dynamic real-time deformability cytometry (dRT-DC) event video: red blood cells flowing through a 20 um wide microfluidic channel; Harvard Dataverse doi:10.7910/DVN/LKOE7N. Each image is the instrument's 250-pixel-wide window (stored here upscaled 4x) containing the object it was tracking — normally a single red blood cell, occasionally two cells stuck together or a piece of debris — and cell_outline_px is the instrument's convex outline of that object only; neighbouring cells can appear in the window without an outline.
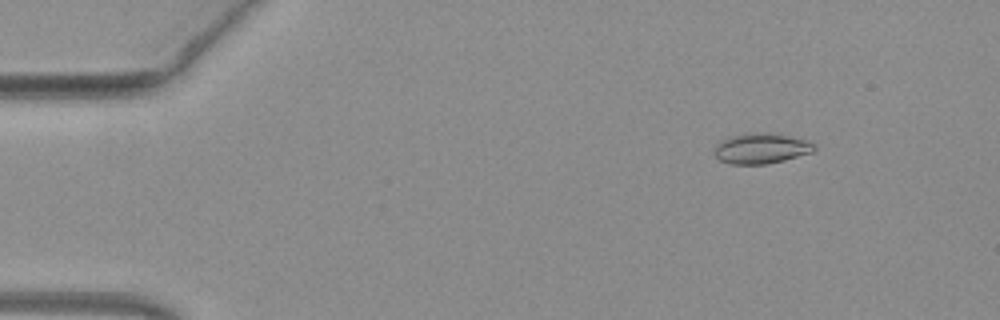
{"species": "common noctule bat (a hibernating species)", "species_latin": "Nyctalus noctula", "temperature_condition": "warm", "stored_images_in_passage": 50, "camera_frame_rate_fps": 3000, "um_per_image_px": 0.085, "animal": {"sex": "female", "body_mass_g": 19.3, "forearm_length_mm": 54.1}, "frame": {"image": 1, "passage_image": 6, "time_ms": 1.667, "image_size_px": [1000, 320], "cell_outline_px": [[816, 148], [812, 152], [784, 160], [768, 164], [728, 164], [720, 160], [712, 152], [716, 144], [720, 140], [744, 132], [768, 132], [808, 140], [816, 144]], "centroid_in_image_um": [64.67, 12.6], "position_along_channel_um": 20.3, "area_um2": 18.03}}
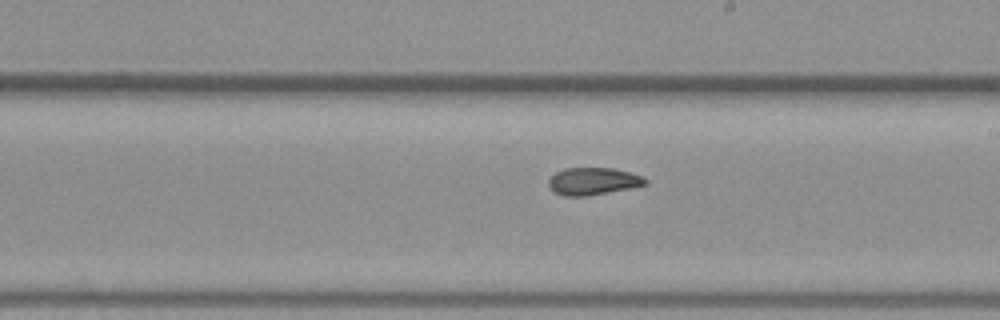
{"frame": {"image": 2, "passage_image": 29, "time_ms": 9.333, "image_size_px": [1000, 320], "cell_outline_px": [[648, 184], [588, 196], [564, 196], [552, 192], [548, 184], [548, 180], [556, 172], [564, 168], [612, 168], [644, 176], [648, 180]], "centroid_in_image_um": [50.39, 15.41], "position_along_channel_um": 238.6, "area_um2": 15.43}}
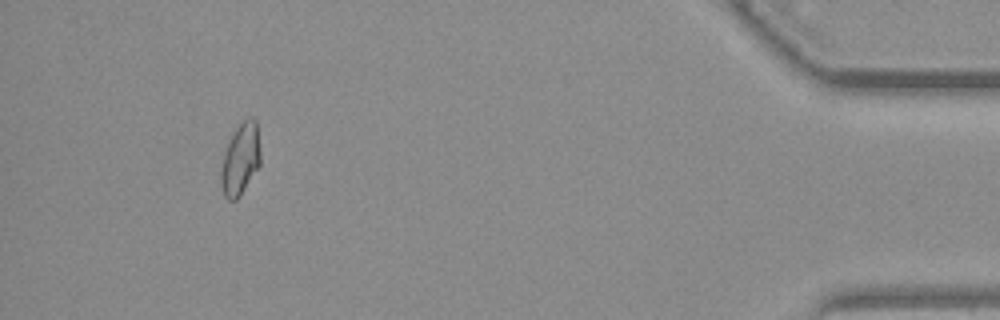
{"frame": {"image": 3, "passage_image": 47, "time_ms": 15.333, "image_size_px": [1000, 320], "cell_outline_px": [[260, 164], [240, 196], [236, 200], [228, 200], [224, 196], [220, 184], [220, 172], [224, 152], [236, 128], [248, 116], [252, 116], [256, 120], [260, 152]], "centroid_in_image_um": [20.43, 13.55], "position_along_channel_um": 414.8, "area_um2": 16.42}, "authors_computed_cell_mechanics": {"area_um2": 16.3574, "velocity_mm_per_s": 4.0655, "shape_relaxation_time_tau1_ms": 7.0306, "shape_relaxation_time_tau2_ms": 2.1192, "deformation_change_tau1": 0.1701, "deformation_change_tau2": 0.0757}}